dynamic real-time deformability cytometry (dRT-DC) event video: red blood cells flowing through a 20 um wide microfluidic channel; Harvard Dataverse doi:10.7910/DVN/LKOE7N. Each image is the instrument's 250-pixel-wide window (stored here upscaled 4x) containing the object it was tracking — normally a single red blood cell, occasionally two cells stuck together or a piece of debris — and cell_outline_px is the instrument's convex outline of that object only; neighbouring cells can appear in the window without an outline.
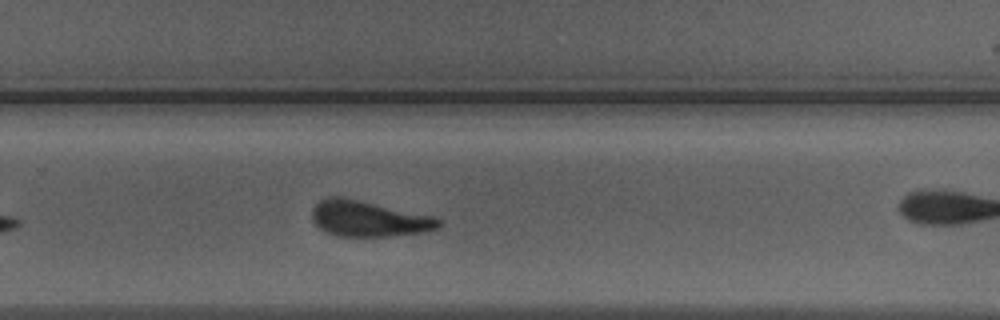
{"species": "Egyptian fruit bat (a non-hibernating species)", "species_latin": "Rousettus aegyptiacus", "temperature_condition": "warm", "stored_images_in_passage": 28, "camera_frame_rate_fps": 3000, "um_per_image_px": 0.085, "animal": {"sex": "male"}, "frame": {"image": 1, "passage_image": 20, "time_ms": 6.333, "image_size_px": [1000, 320], "cell_outline_px": [[444, 224], [440, 228], [424, 232], [388, 236], [336, 236], [324, 232], [312, 220], [312, 208], [320, 200], [328, 196], [340, 196], [436, 216]], "centroid_in_image_um": [31.35, 18.59], "position_along_channel_um": 298.4, "area_um2": 26.7}}